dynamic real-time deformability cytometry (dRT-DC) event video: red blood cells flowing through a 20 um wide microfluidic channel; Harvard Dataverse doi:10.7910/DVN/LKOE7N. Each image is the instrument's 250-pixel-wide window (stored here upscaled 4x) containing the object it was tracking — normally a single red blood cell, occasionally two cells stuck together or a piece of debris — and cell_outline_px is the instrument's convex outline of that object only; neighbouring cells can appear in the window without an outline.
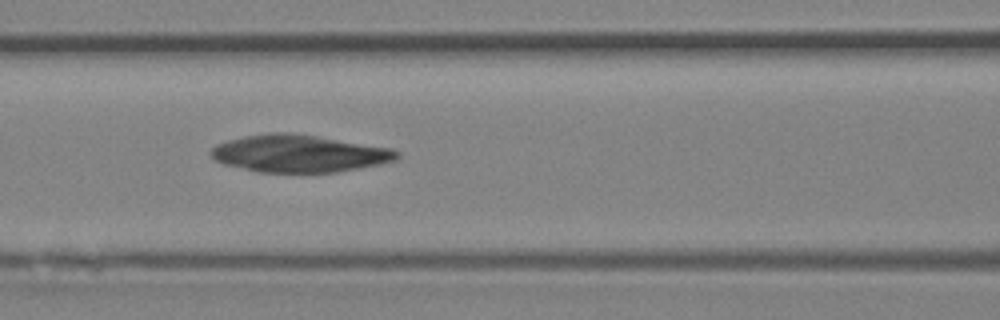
{"species": "Egyptian fruit bat (a non-hibernating species)", "species_latin": "Rousettus aegyptiacus", "temperature_condition": "room temperature", "stored_images_in_passage": 26, "camera_frame_rate_fps": 3000, "um_per_image_px": 0.085, "animal": {"sex": "female"}, "frame": {"image": 1, "passage_image": 5, "time_ms": 1.333, "image_size_px": [1000, 320], "cell_outline_px": [[400, 156], [396, 160], [380, 164], [336, 172], [260, 172], [224, 164], [216, 160], [208, 152], [216, 144], [228, 140], [244, 136], [268, 132], [288, 132], [316, 136], [392, 148], [400, 152]], "centroid_in_image_um": [25.42, 13.04], "position_along_channel_um": 141.2, "area_um2": 40.34}}
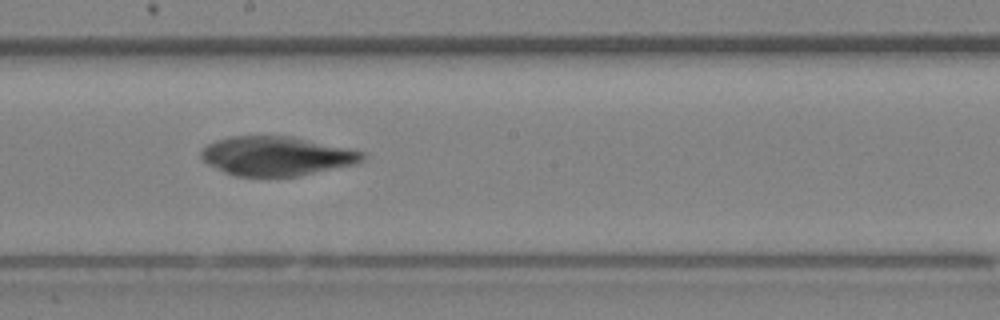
{"frame": {"image": 2, "passage_image": 10, "time_ms": 3.0, "image_size_px": [1000, 320], "cell_outline_px": [[364, 160], [356, 164], [296, 176], [236, 176], [224, 172], [208, 164], [200, 156], [200, 152], [208, 144], [216, 140], [228, 136], [292, 136], [356, 148], [364, 152]], "centroid_in_image_um": [23.56, 13.24], "position_along_channel_um": 224.6, "area_um2": 37.17}}
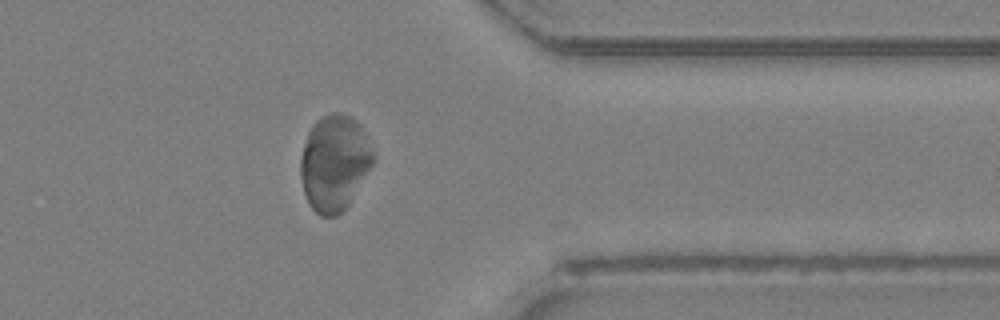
{"frame": {"image": 3, "passage_image": 20, "time_ms": 6.333, "image_size_px": [1000, 320], "cell_outline_px": [[376, 160], [344, 212], [336, 216], [320, 216], [308, 204], [304, 192], [300, 176], [300, 156], [308, 132], [312, 124], [316, 120], [332, 112], [340, 112], [352, 116], [360, 124], [376, 152]], "centroid_in_image_um": [28.45, 13.84], "position_along_channel_um": 382.9, "area_um2": 41.38}}